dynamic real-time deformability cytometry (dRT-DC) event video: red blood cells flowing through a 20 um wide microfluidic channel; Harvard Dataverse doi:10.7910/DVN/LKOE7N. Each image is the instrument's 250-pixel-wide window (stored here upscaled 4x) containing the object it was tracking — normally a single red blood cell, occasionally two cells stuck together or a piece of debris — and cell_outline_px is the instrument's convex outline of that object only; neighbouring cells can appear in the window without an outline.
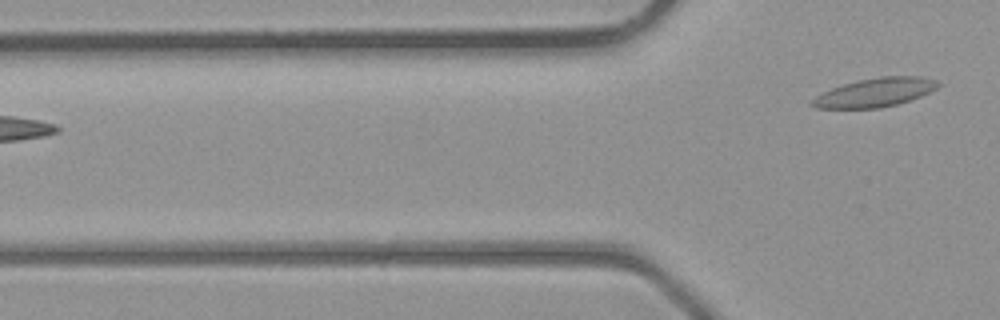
{"species": "common noctule bat (a hibernating species)", "species_latin": "Nyctalus noctula", "temperature_condition": "room temperature", "stored_images_in_passage": 4, "camera_frame_rate_fps": 3000, "um_per_image_px": 0.085, "animal": {"sex": "male", "body_mass_g": 23.1, "forearm_length_mm": 52.7}, "frame": {"image": 1, "passage_image": 4, "time_ms": 3.667, "image_size_px": [1000, 320], "cell_outline_px": [[940, 84], [936, 88], [920, 96], [896, 104], [880, 108], [816, 108], [808, 104], [816, 96], [832, 88], [844, 84], [860, 80], [880, 76], [920, 76], [936, 80]], "centroid_in_image_um": [74.36, 7.86], "position_along_channel_um": 51.4, "area_um2": 20.81}}